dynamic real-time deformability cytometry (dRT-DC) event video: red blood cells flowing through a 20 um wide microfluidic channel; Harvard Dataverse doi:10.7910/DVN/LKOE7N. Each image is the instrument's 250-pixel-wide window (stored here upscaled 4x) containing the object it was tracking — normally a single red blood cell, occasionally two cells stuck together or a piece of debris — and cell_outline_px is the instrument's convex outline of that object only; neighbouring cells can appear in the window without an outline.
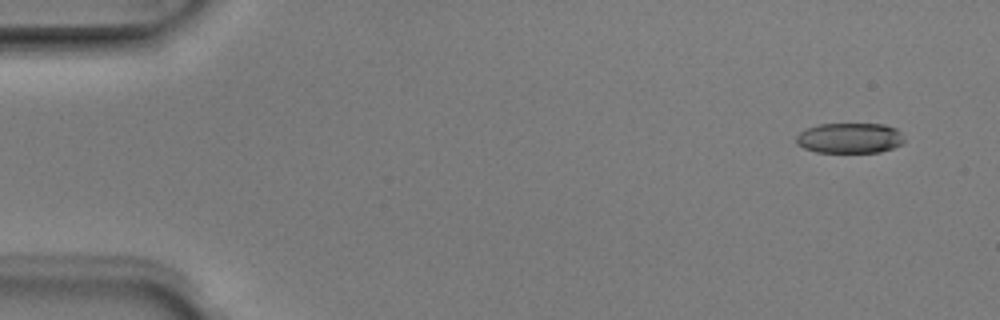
{"species": "Egyptian fruit bat (a non-hibernating species)", "species_latin": "Rousettus aegyptiacus", "temperature_condition": "room temperature", "stored_images_in_passage": 4, "camera_frame_rate_fps": 3000, "um_per_image_px": 0.085, "animal": {"sex": "male"}, "frame": {"image": 1, "passage_image": 1, "time_ms": 0.0, "image_size_px": [1000, 320], "cell_outline_px": [[904, 144], [880, 152], [816, 152], [804, 148], [796, 144], [796, 136], [800, 132], [808, 128], [820, 124], [884, 124], [896, 128], [900, 132], [904, 140]], "centroid_in_image_um": [72.24, 11.74], "position_along_channel_um": 12.8, "area_um2": 19.13}}
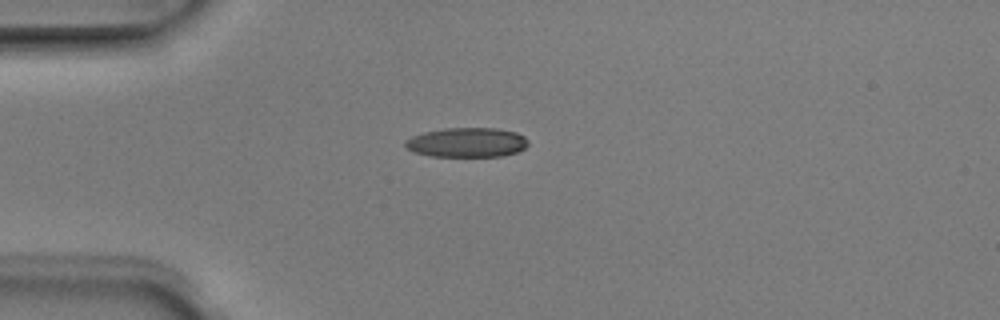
{"frame": {"image": 2, "passage_image": 4, "time_ms": 1.0, "image_size_px": [1000, 320], "cell_outline_px": [[528, 144], [524, 148], [516, 152], [500, 156], [432, 156], [416, 152], [408, 148], [404, 144], [404, 140], [412, 136], [424, 132], [444, 128], [496, 128], [516, 132], [524, 136], [528, 140]], "centroid_in_image_um": [39.69, 12.09], "position_along_channel_um": 45.3, "area_um2": 21.04}}